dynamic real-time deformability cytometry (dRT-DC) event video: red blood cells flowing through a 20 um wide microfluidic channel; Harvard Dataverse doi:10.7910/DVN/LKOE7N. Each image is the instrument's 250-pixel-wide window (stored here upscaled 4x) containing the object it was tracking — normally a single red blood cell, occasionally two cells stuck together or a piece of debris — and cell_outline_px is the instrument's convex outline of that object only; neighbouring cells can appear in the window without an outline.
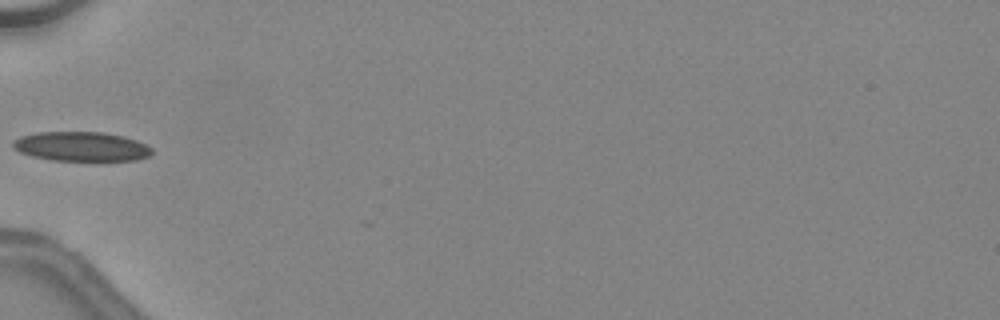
{"species": "common noctule bat (a hibernating species)", "species_latin": "Nyctalus noctula", "temperature_condition": "warm", "stored_images_in_passage": 27, "camera_frame_rate_fps": 3000, "um_per_image_px": 0.085, "animal": {"sex": "female", "body_mass_g": 24.6, "forearm_length_mm": 56.2}, "frame": {"image": 1, "passage_image": 1, "time_ms": 0.0, "image_size_px": [1000, 320], "cell_outline_px": [[152, 152], [148, 156], [136, 160], [52, 160], [32, 156], [20, 152], [12, 148], [12, 140], [20, 136], [36, 132], [104, 132], [124, 136], [136, 140], [152, 148]], "centroid_in_image_um": [6.87, 12.44], "position_along_channel_um": 78.1, "area_um2": 23.81}, "authors_computed_cell_mechanics": {"area_um2": 23.0622, "velocity_mm_per_s": 4.5295, "shape_relaxation_time_tau1_ms": 6.4591, "shape_relaxation_time_tau2_ms": 2.95, "deformation_change_tau1": 0.1542, "deformation_change_tau2": 0.0841}}